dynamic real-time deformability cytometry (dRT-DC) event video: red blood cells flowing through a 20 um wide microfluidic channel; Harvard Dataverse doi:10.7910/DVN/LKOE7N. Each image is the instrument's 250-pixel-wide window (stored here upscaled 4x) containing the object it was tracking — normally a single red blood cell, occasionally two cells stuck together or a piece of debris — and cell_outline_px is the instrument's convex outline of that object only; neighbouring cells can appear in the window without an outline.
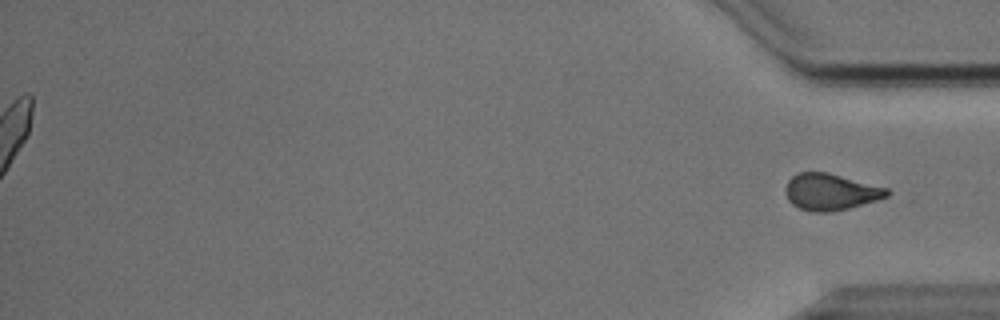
{"species": "Egyptian fruit bat (a non-hibernating species)", "species_latin": "Rousettus aegyptiacus", "temperature_condition": "cold", "stored_images_in_passage": 55, "segment_of_instrument_passage": [2, 2], "camera_frame_rate_fps": 3000, "um_per_image_px": 0.085, "animal": {"sex": "male"}, "frame": {"image": 1, "passage_image": 55, "time_ms": 18.0, "image_size_px": [1000, 320], "cell_outline_px": [[892, 192], [888, 196], [876, 200], [848, 208], [828, 212], [812, 212], [800, 208], [792, 204], [788, 200], [784, 192], [784, 188], [788, 180], [796, 172], [828, 172], [888, 188]], "centroid_in_image_um": [70.57, 16.3], "position_along_channel_um": 364.6, "area_um2": 21.73}}